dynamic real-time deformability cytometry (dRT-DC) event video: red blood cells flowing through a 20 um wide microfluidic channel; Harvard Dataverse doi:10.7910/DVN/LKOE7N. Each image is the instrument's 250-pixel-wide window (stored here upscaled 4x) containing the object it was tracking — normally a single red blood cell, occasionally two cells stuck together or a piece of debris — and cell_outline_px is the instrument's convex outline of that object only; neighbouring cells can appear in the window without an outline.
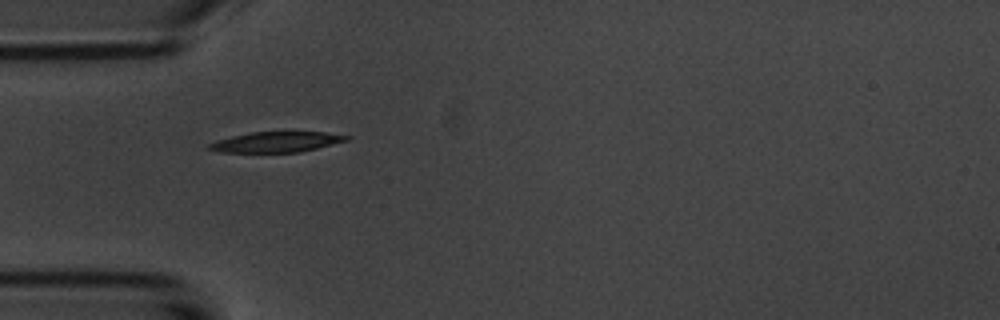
{"species": "common noctule bat (a hibernating species)", "species_latin": "Nyctalus noctula", "temperature_condition": "room temperature", "stored_images_in_passage": 39, "camera_frame_rate_fps": 3000, "um_per_image_px": 0.085, "animal": {"sex": "male", "body_mass_g": 20.1, "forearm_length_mm": 53.5}, "frame": {"image": 1, "passage_image": 1, "time_ms": 0.0, "image_size_px": [1000, 320], "cell_outline_px": [[352, 136], [348, 140], [300, 152], [220, 152], [208, 148], [208, 144], [216, 140], [232, 136], [252, 132], [324, 132]], "centroid_in_image_um": [23.49, 12.06], "position_along_channel_um": 61.5, "area_um2": 16.18}}
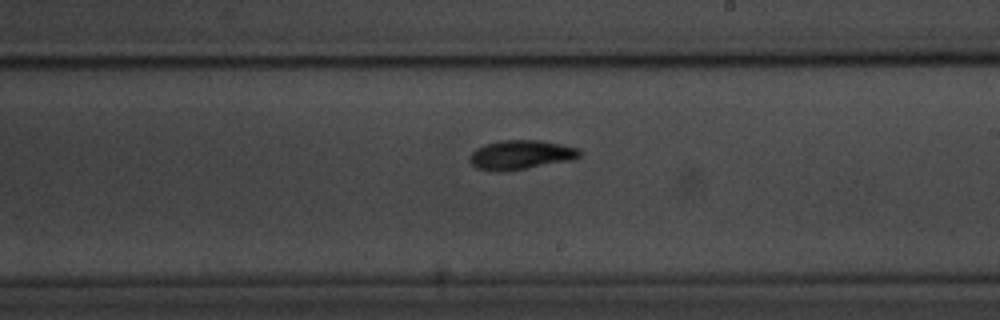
{"frame": {"image": 2, "passage_image": 16, "time_ms": 5.0, "image_size_px": [1000, 320], "cell_outline_px": [[584, 152], [580, 156], [572, 160], [500, 172], [476, 168], [468, 160], [468, 156], [476, 148], [484, 144], [500, 140], [540, 140], [580, 148]], "centroid_in_image_um": [44.26, 13.14], "position_along_channel_um": 244.7, "area_um2": 18.84}}
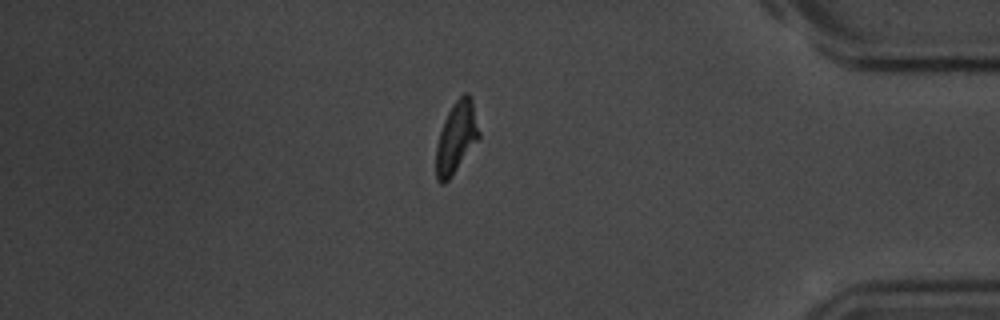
{"frame": {"image": 3, "passage_image": 31, "time_ms": 10.0, "image_size_px": [1000, 320], "cell_outline_px": [[480, 136], [448, 180], [444, 184], [440, 184], [436, 180], [436, 148], [440, 132], [444, 120], [448, 112], [456, 100], [464, 92], [468, 92], [472, 100], [480, 132]], "centroid_in_image_um": [38.78, 11.67], "position_along_channel_um": 396.4, "area_um2": 17.51}, "authors_computed_cell_mechanics": {"area_um2": 17.8024, "velocity_mm_per_s": 3.692, "shape_relaxation_time_tau1_ms": 4.2603, "shape_relaxation_time_tau2_ms": 5.1997, "deformation_change_tau1": 0.1504, "deformation_change_tau2": 0.1067}}